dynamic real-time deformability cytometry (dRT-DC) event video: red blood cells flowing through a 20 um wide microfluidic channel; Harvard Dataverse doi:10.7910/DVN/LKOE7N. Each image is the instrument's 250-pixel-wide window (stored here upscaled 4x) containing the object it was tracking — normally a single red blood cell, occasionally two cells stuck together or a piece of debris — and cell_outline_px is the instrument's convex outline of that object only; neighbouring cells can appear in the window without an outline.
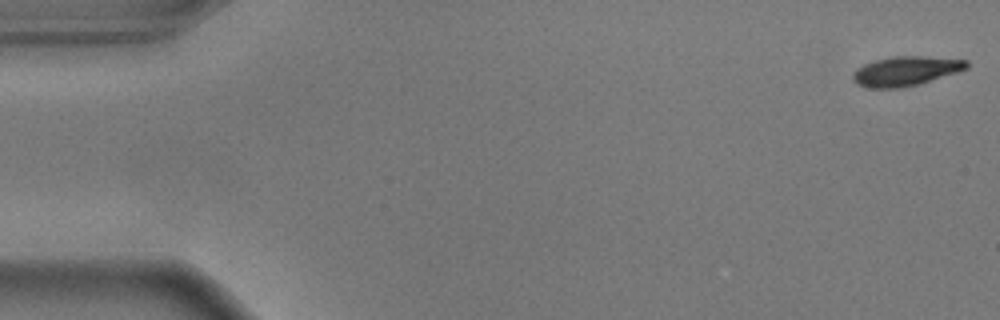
{"species": "common noctule bat (a hibernating species)", "species_latin": "Nyctalus noctula", "temperature_condition": "warm", "stored_images_in_passage": 56, "camera_frame_rate_fps": 3000, "um_per_image_px": 0.085, "animal": {"sex": "male", "body_mass_g": 17.9}, "frame": {"image": 1, "passage_image": 1, "time_ms": 0.0, "image_size_px": [1000, 320], "cell_outline_px": [[968, 68], [956, 72], [916, 84], [900, 88], [872, 88], [856, 84], [852, 80], [852, 72], [856, 68], [864, 64], [876, 60], [892, 56], [924, 56], [968, 60]], "centroid_in_image_um": [76.93, 6.03], "position_along_channel_um": 8.1, "area_um2": 19.36}}
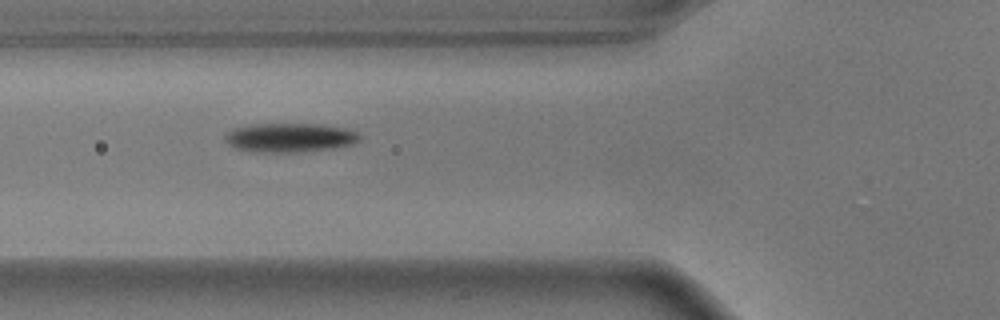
{"frame": {"image": 2, "passage_image": 20, "time_ms": 6.333, "image_size_px": [1000, 320], "cell_outline_px": [[360, 140], [356, 144], [336, 148], [300, 152], [252, 152], [236, 148], [228, 144], [224, 140], [224, 132], [232, 128], [252, 124], [324, 124], [344, 128], [356, 132], [360, 136]], "centroid_in_image_um": [24.61, 11.7], "position_along_channel_um": 101.2, "area_um2": 23.24}}
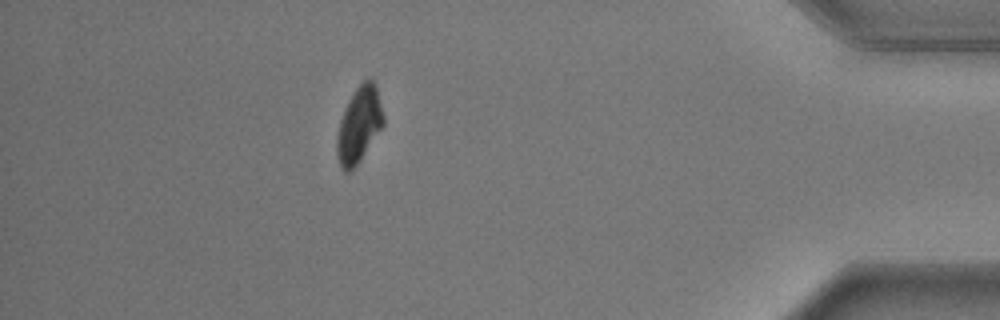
{"frame": {"image": 3, "passage_image": 49, "time_ms": 16.0, "image_size_px": [1000, 320], "cell_outline_px": [[384, 124], [352, 172], [344, 172], [340, 168], [336, 156], [336, 136], [340, 120], [344, 108], [348, 100], [356, 88], [368, 76], [376, 84], [384, 116]], "centroid_in_image_um": [30.5, 10.62], "position_along_channel_um": 404.7, "area_um2": 20.81}, "authors_computed_cell_mechanics": {"area_um2": 21.5016, "velocity_mm_per_s": 3.6325, "shape_relaxation_time_tau1_ms": 2.1793, "shape_relaxation_time_tau2_ms": 9.0659, "deformation_change_tau1": 0.1585, "deformation_change_tau2": 0.0967}}